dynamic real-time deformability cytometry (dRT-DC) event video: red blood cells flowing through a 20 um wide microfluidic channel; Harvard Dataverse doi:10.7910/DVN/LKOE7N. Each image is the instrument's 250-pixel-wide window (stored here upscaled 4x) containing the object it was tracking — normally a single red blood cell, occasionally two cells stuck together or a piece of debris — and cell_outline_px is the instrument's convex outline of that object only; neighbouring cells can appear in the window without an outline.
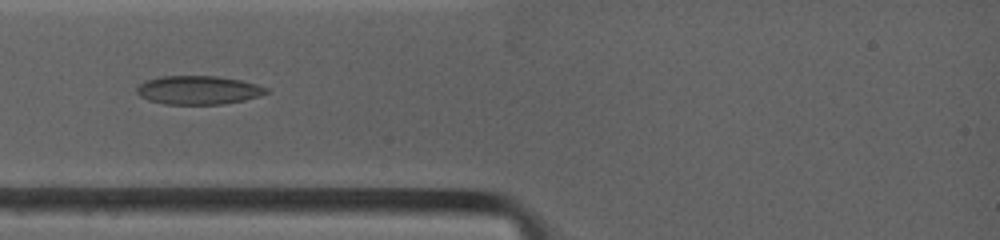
{"species": "common noctule bat (a hibernating species)", "species_latin": "Nyctalus noctula", "temperature_condition": "warm", "stored_images_in_passage": 9, "camera_frame_rate_fps": 4500, "um_per_image_px": 0.085, "animal": {"sex": "female", "body_mass_g": 19.0, "forearm_length_mm": 53.3}, "frame": {"image": 1, "passage_image": 3, "time_ms": 2.222, "image_size_px": [1000, 240], "cell_outline_px": [[268, 92], [260, 96], [244, 100], [224, 104], [164, 104], [148, 100], [140, 96], [136, 92], [136, 88], [144, 80], [160, 76], [216, 76], [240, 80], [256, 84], [268, 88]], "centroid_in_image_um": [16.83, 7.66], "position_along_channel_um": 68.2, "area_um2": 21.68}}
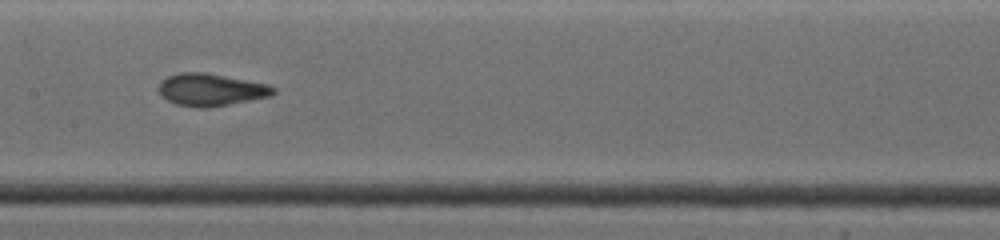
{"frame": {"image": 2, "passage_image": 6, "time_ms": 5.333, "image_size_px": [1000, 240], "cell_outline_px": [[276, 92], [272, 96], [208, 108], [200, 108], [176, 104], [168, 100], [156, 88], [160, 80], [168, 76], [180, 72], [204, 72], [268, 84], [276, 88]], "centroid_in_image_um": [17.92, 7.62], "position_along_channel_um": 189.5, "area_um2": 21.68}}
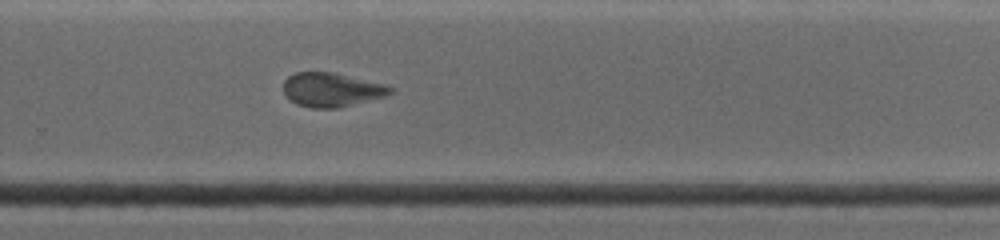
{"frame": {"image": 3, "passage_image": 9, "time_ms": 8.222, "image_size_px": [1000, 240], "cell_outline_px": [[392, 92], [388, 96], [336, 108], [312, 108], [296, 104], [284, 92], [284, 80], [288, 76], [296, 72], [332, 72], [384, 84], [392, 88]], "centroid_in_image_um": [28.19, 7.63], "position_along_channel_um": 301.6, "area_um2": 20.98}}